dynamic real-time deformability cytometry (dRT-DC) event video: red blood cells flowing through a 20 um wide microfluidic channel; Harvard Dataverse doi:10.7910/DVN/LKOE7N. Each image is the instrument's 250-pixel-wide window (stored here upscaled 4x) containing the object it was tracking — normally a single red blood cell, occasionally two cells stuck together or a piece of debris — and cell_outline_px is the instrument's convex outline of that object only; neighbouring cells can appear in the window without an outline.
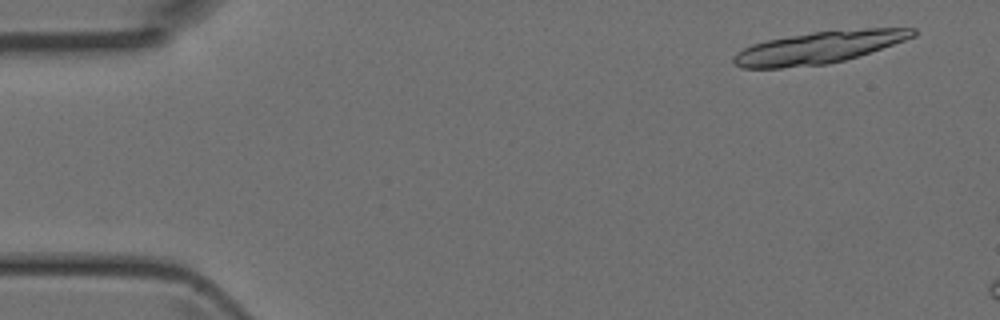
{"species": "Egyptian fruit bat (a non-hibernating species)", "species_latin": "Rousettus aegyptiacus", "temperature_condition": "room temperature", "stored_images_in_passage": 3, "camera_frame_rate_fps": 3000, "um_per_image_px": 0.085, "animal": {"sex": "female"}, "frame": {"image": 1, "passage_image": 1, "time_ms": 0.0, "image_size_px": [1000, 320], "cell_outline_px": [[916, 36], [844, 60], [828, 64], [780, 68], [740, 68], [732, 64], [732, 56], [736, 52], [752, 44], [768, 40], [812, 32], [868, 28], [916, 28]], "centroid_in_image_um": [69.53, 4.04], "position_along_channel_um": 15.5, "area_um2": 33.23}}